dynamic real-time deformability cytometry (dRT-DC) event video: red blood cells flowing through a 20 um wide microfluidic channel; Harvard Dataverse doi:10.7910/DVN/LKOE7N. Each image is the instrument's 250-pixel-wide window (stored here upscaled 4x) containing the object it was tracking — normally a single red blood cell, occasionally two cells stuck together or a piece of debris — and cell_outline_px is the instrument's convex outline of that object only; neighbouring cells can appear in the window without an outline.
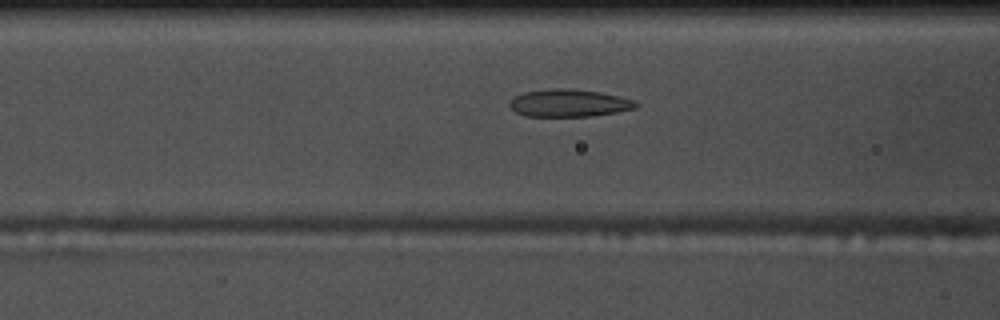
{"species": "common noctule bat (a hibernating species)", "species_latin": "Nyctalus noctula", "temperature_condition": "warm", "stored_images_in_passage": 47, "camera_frame_rate_fps": 3000, "um_per_image_px": 0.085, "animal": {"sex": "male", "body_mass_g": 17.5, "forearm_length_mm": 52.3}, "frame": {"image": 1, "passage_image": 13, "time_ms": 4.0, "image_size_px": [1000, 320], "cell_outline_px": [[640, 104], [636, 108], [616, 112], [592, 116], [524, 116], [516, 112], [508, 104], [516, 96], [524, 92], [552, 88], [564, 88], [600, 92], [632, 100]], "centroid_in_image_um": [48.35, 8.76], "position_along_channel_um": 118.2, "area_um2": 20.0}}
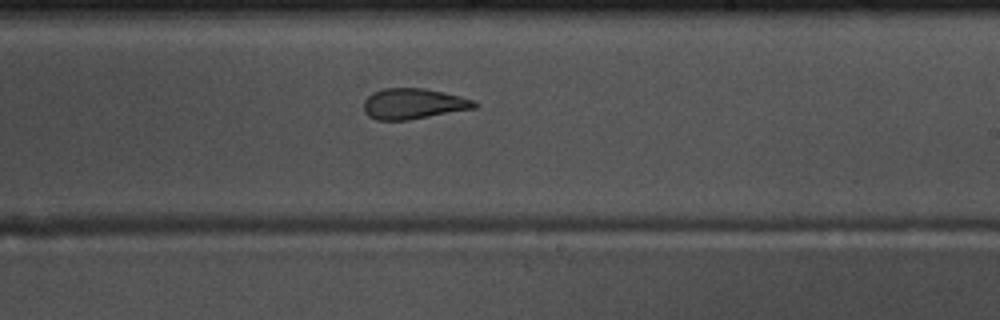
{"frame": {"image": 2, "passage_image": 24, "time_ms": 7.667, "image_size_px": [1000, 320], "cell_outline_px": [[480, 104], [476, 108], [408, 120], [376, 120], [368, 116], [364, 112], [364, 100], [372, 92], [384, 88], [424, 88], [460, 96], [472, 100]], "centroid_in_image_um": [35.12, 8.82], "position_along_channel_um": 253.9, "area_um2": 19.83}}
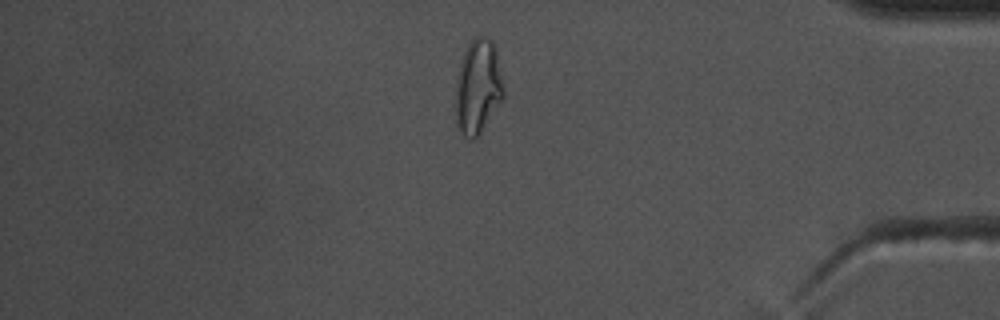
{"frame": {"image": 3, "passage_image": 38, "time_ms": 12.333, "image_size_px": [1000, 320], "cell_outline_px": [[504, 96], [480, 132], [472, 140], [464, 136], [460, 132], [456, 124], [456, 80], [460, 64], [464, 52], [468, 44], [476, 36], [484, 36], [492, 40], [496, 48], [504, 88]], "centroid_in_image_um": [40.62, 7.35], "position_along_channel_um": 394.6, "area_um2": 26.24}, "authors_computed_cell_mechanics": {"area_um2": 20.7502, "velocity_mm_per_s": 3.7098, "shape_relaxation_time_tau1_ms": 5.3972, "shape_relaxation_time_tau2_ms": 1.8497, "deformation_change_tau1": 0.1864, "deformation_change_tau2": 0.112}}